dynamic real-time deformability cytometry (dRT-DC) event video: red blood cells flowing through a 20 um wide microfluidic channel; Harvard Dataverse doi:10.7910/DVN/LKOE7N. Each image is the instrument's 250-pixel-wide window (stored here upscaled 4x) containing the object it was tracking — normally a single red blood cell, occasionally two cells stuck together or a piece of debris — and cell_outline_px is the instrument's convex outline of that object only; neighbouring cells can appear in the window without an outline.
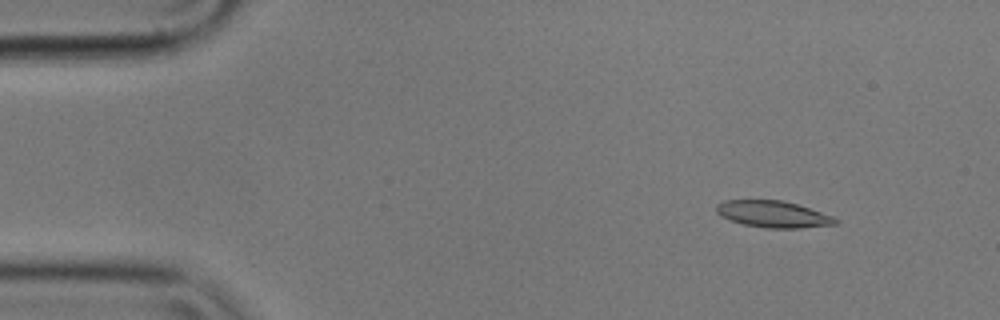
{"species": "common noctule bat (a hibernating species)", "species_latin": "Nyctalus noctula", "temperature_condition": "cold", "stored_images_in_passage": 6, "camera_frame_rate_fps": 3000, "um_per_image_px": 0.085, "animal": {"sex": "male", "body_mass_g": 17.9}, "frame": {"image": 1, "passage_image": 2, "time_ms": 0.333, "image_size_px": [1000, 320], "cell_outline_px": [[840, 220], [836, 224], [800, 228], [764, 228], [744, 224], [728, 220], [720, 216], [716, 212], [716, 204], [724, 200], [780, 200], [796, 204], [832, 216]], "centroid_in_image_um": [65.67, 18.21], "position_along_channel_um": 19.3, "area_um2": 18.44}}